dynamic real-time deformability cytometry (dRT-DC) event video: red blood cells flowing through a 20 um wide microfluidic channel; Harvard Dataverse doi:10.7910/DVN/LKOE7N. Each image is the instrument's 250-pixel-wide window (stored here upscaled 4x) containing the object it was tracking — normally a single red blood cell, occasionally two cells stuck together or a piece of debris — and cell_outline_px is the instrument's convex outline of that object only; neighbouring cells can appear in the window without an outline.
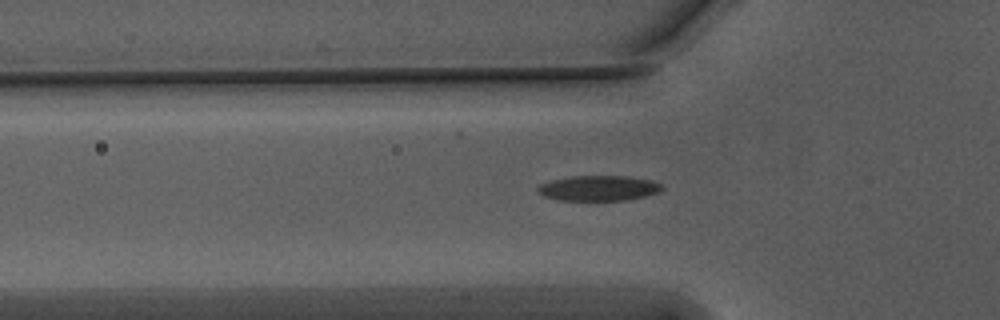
{"species": "Egyptian fruit bat (a non-hibernating species)", "species_latin": "Rousettus aegyptiacus", "temperature_condition": "warm", "stored_images_in_passage": 34, "camera_frame_rate_fps": 3000, "um_per_image_px": 0.085, "animal": {"sex": "male"}, "frame": {"image": 1, "passage_image": 4, "time_ms": 1.0, "image_size_px": [1000, 320], "cell_outline_px": [[664, 188], [660, 192], [628, 200], [556, 200], [544, 196], [536, 188], [540, 184], [552, 180], [572, 176], [628, 176], [652, 180], [660, 184]], "centroid_in_image_um": [50.9, 15.99], "position_along_channel_um": 74.9, "area_um2": 18.26}}
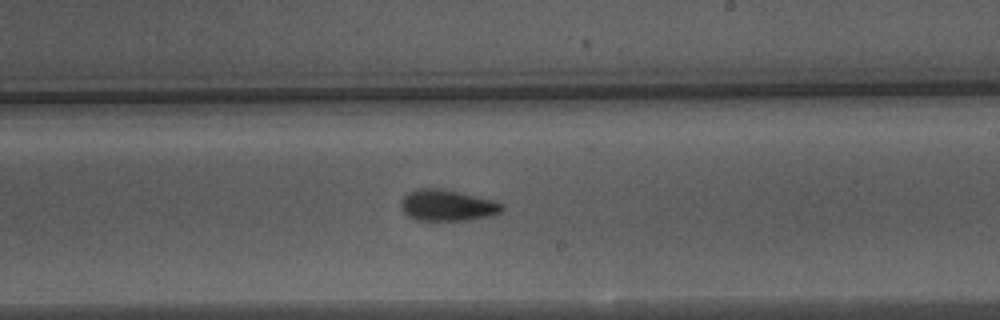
{"frame": {"image": 2, "passage_image": 18, "time_ms": 5.667, "image_size_px": [1000, 320], "cell_outline_px": [[504, 208], [500, 212], [488, 216], [464, 220], [416, 220], [408, 216], [400, 208], [400, 200], [408, 192], [416, 188], [444, 188], [496, 200], [504, 204]], "centroid_in_image_um": [38.01, 17.43], "position_along_channel_um": 251.0, "area_um2": 18.67}}
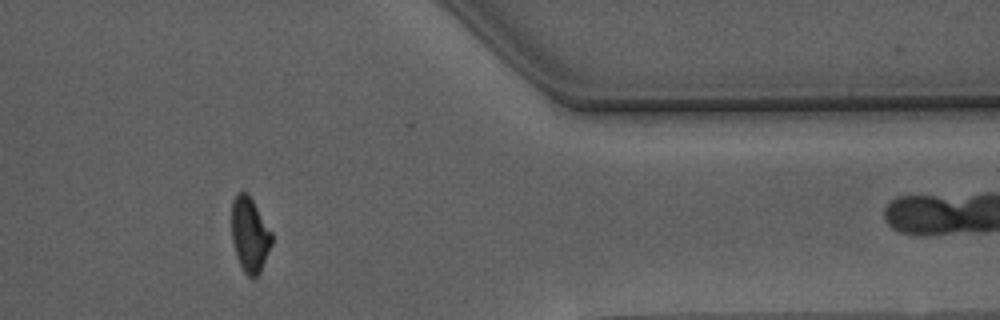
{"frame": {"image": 3, "passage_image": 31, "time_ms": 10.0, "image_size_px": [1000, 320], "cell_outline_px": [[272, 244], [260, 272], [256, 276], [248, 276], [244, 272], [236, 256], [232, 240], [232, 200], [236, 192], [248, 192], [272, 232]], "centroid_in_image_um": [21.23, 19.91], "position_along_channel_um": 390.2, "area_um2": 17.51}, "authors_computed_cell_mechanics": {"area_um2": 18.2648, "velocity_mm_per_s": 3.7642, "shape_relaxation_time_tau1_ms": 4.5232, "shape_relaxation_time_tau2_ms": 2.5256, "deformation_change_tau1": 0.168, "deformation_change_tau2": 0.0966}}